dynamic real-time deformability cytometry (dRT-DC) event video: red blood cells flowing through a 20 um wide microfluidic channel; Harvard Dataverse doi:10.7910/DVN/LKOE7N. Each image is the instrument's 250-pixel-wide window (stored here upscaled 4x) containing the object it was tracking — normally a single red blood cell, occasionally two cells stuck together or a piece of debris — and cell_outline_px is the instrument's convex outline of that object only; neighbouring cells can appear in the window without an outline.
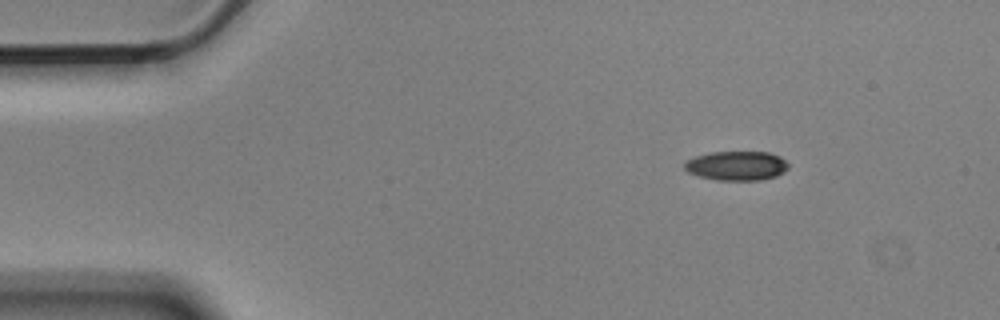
{"species": "Egyptian fruit bat (a non-hibernating species)", "species_latin": "Rousettus aegyptiacus", "temperature_condition": "cold", "stored_images_in_passage": 7, "camera_frame_rate_fps": 3000, "um_per_image_px": 0.085, "animal": {"sex": "male"}, "frame": {"image": 1, "passage_image": 1, "time_ms": 0.0, "image_size_px": [1000, 320], "cell_outline_px": [[788, 168], [784, 172], [776, 176], [760, 180], [716, 180], [700, 176], [688, 172], [684, 168], [684, 164], [688, 160], [696, 156], [712, 152], [768, 152], [780, 156], [788, 164]], "centroid_in_image_um": [62.63, 14.09], "position_along_channel_um": 22.4, "area_um2": 17.63}}
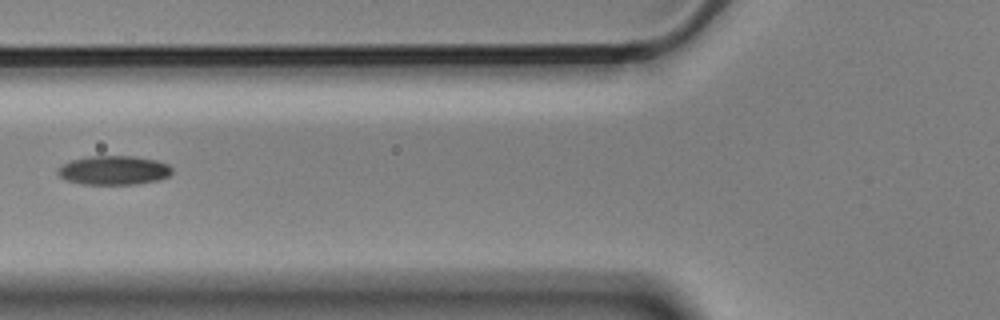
{"frame": {"image": 2, "passage_image": 5, "time_ms": 1.333, "image_size_px": [1000, 320], "cell_outline_px": [[172, 172], [168, 176], [156, 180], [136, 184], [84, 184], [68, 180], [60, 176], [56, 172], [56, 168], [72, 160], [88, 156], [136, 156], [156, 160], [168, 164], [172, 168]], "centroid_in_image_um": [9.67, 14.46], "position_along_channel_um": 116.1, "area_um2": 19.25}}
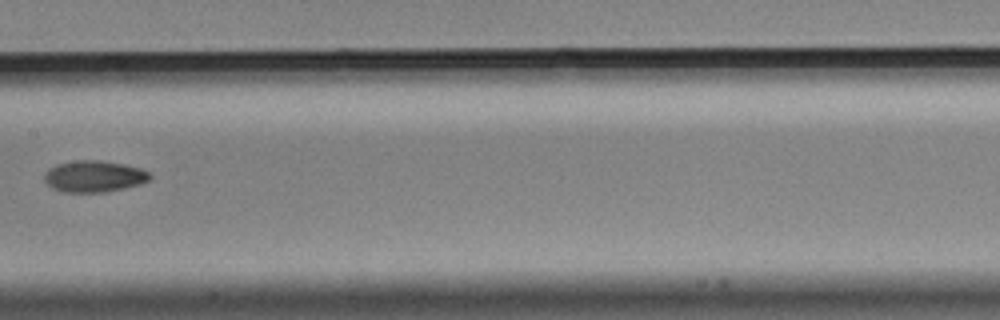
{"frame": {"image": 3, "passage_image": 7, "time_ms": 2.0, "image_size_px": [1000, 320], "cell_outline_px": [[152, 176], [148, 180], [140, 184], [124, 188], [104, 192], [64, 192], [52, 188], [44, 180], [44, 172], [48, 168], [56, 164], [76, 160], [100, 160], [124, 164], [140, 168], [148, 172]], "centroid_in_image_um": [7.96, 14.98], "position_along_channel_um": 199.4, "area_um2": 19.42}}